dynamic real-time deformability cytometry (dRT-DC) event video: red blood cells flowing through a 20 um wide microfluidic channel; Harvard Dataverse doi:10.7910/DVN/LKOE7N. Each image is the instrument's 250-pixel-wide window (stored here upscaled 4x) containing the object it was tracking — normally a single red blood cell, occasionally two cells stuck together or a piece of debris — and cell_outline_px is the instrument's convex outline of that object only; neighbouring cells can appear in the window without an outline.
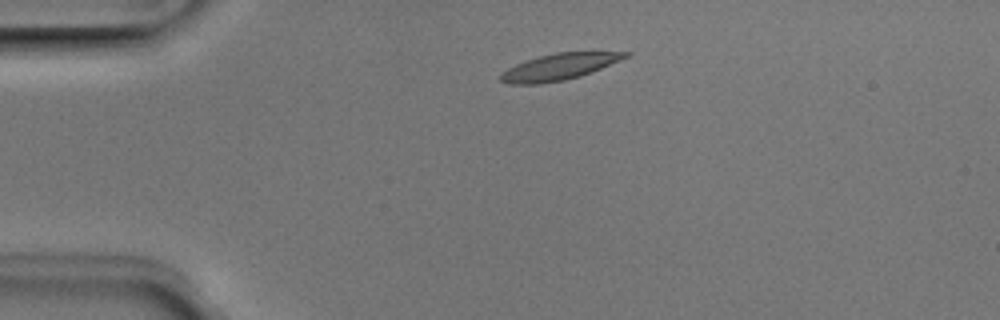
{"species": "Egyptian fruit bat (a non-hibernating species)", "species_latin": "Rousettus aegyptiacus", "temperature_condition": "room temperature", "stored_images_in_passage": 4, "camera_frame_rate_fps": 3000, "um_per_image_px": 0.085, "animal": {"sex": "male"}, "frame": {"image": 1, "passage_image": 2, "time_ms": 0.333, "image_size_px": [1000, 320], "cell_outline_px": [[632, 52], [628, 56], [600, 68], [580, 76], [564, 80], [540, 84], [512, 84], [500, 80], [500, 72], [516, 64], [540, 56], [556, 52]], "centroid_in_image_um": [47.48, 5.68], "position_along_channel_um": 37.5, "area_um2": 18.79}}
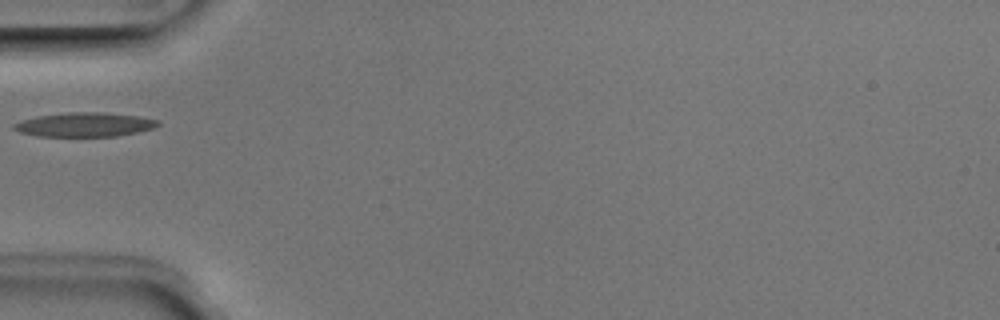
{"frame": {"image": 2, "passage_image": 3, "time_ms": 0.667, "image_size_px": [1000, 320], "cell_outline_px": [[160, 124], [152, 128], [136, 132], [116, 136], [36, 136], [20, 132], [12, 128], [12, 124], [20, 120], [36, 116], [68, 112], [100, 112], [140, 116], [160, 120]], "centroid_in_image_um": [7.16, 10.58], "position_along_channel_um": 77.8, "area_um2": 20.35}}